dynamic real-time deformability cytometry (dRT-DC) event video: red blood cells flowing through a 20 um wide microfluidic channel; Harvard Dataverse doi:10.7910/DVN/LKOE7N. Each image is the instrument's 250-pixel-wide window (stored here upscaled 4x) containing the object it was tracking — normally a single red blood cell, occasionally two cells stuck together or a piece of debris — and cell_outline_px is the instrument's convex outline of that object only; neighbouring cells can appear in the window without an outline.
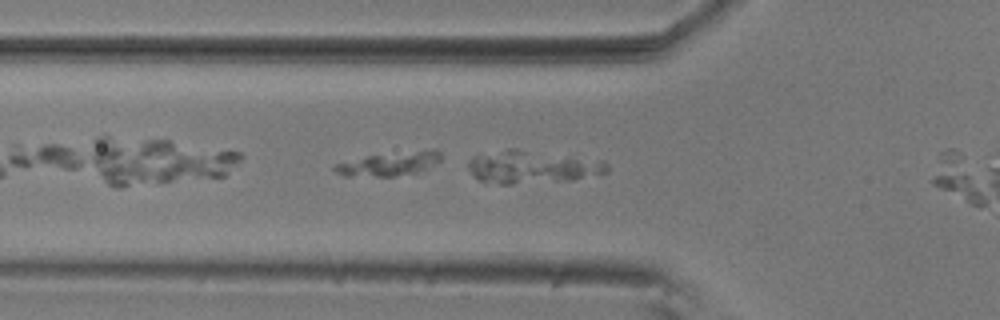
{"species": "common noctule bat (a hibernating species)", "species_latin": "Nyctalus noctula", "temperature_condition": "room temperature", "stored_images_in_passage": 7, "camera_frame_rate_fps": 3000, "um_per_image_px": 0.085, "animal": {"sex": "male", "body_mass_g": 20.5, "forearm_length_mm": 52.5}, "frame": {"image": 1, "passage_image": 5, "time_ms": 1.333, "image_size_px": [1000, 320], "cell_outline_px": [[608, 172], [572, 180], [512, 184], [500, 184], [480, 180], [468, 168], [468, 160], [472, 156], [508, 148], [516, 148], [604, 160], [608, 164]], "centroid_in_image_um": [45.26, 14.17], "position_along_channel_um": 80.5, "area_um2": 26.76}}